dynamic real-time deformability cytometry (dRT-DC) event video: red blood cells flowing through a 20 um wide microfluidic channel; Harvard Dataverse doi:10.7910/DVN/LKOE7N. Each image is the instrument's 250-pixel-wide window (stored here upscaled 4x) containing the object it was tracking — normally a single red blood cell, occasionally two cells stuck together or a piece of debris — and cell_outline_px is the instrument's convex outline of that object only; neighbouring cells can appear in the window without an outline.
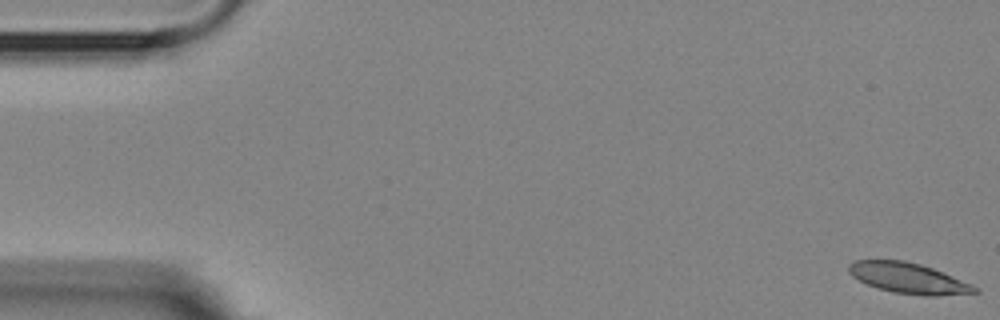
{"species": "Egyptian fruit bat (a non-hibernating species)", "species_latin": "Rousettus aegyptiacus", "temperature_condition": "room temperature", "stored_images_in_passage": 6, "camera_frame_rate_fps": 3000, "um_per_image_px": 0.085, "animal": {"sex": "female"}, "frame": {"image": 1, "passage_image": 1, "time_ms": 0.0, "image_size_px": [1000, 320], "cell_outline_px": [[980, 292], [936, 296], [924, 296], [892, 292], [876, 288], [852, 276], [848, 272], [848, 264], [856, 260], [904, 260], [920, 264], [932, 268], [972, 284], [980, 288]], "centroid_in_image_um": [77.22, 23.65], "position_along_channel_um": 7.8, "area_um2": 22.48}}
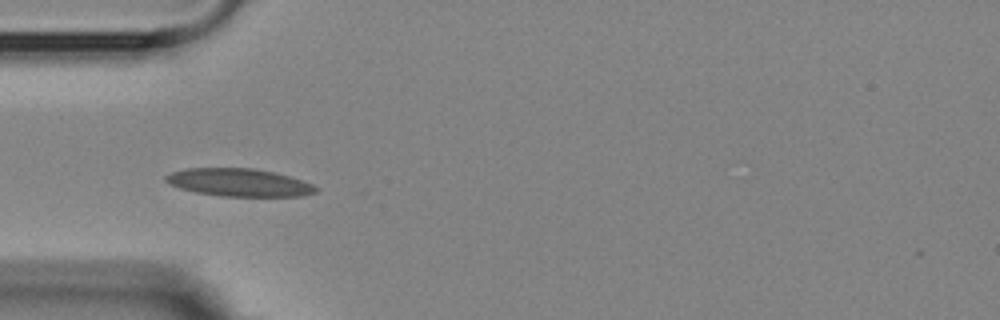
{"frame": {"image": 2, "passage_image": 4, "time_ms": 5.333, "image_size_px": [1000, 320], "cell_outline_px": [[320, 188], [316, 192], [304, 196], [220, 196], [196, 192], [180, 188], [168, 184], [164, 180], [164, 176], [172, 172], [184, 168], [252, 168], [272, 172], [288, 176], [312, 184]], "centroid_in_image_um": [20.29, 15.51], "position_along_channel_um": 64.7, "area_um2": 24.28}}
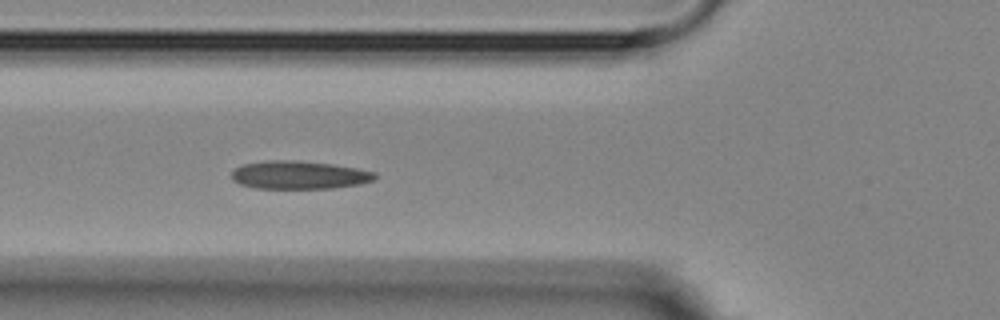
{"frame": {"image": 3, "passage_image": 5, "time_ms": 6.333, "image_size_px": [1000, 320], "cell_outline_px": [[376, 180], [360, 184], [332, 188], [256, 188], [240, 184], [232, 180], [232, 172], [236, 168], [244, 164], [268, 160], [296, 160], [332, 164], [356, 168], [376, 172]], "centroid_in_image_um": [25.45, 14.87], "position_along_channel_um": 100.4, "area_um2": 23.47}}